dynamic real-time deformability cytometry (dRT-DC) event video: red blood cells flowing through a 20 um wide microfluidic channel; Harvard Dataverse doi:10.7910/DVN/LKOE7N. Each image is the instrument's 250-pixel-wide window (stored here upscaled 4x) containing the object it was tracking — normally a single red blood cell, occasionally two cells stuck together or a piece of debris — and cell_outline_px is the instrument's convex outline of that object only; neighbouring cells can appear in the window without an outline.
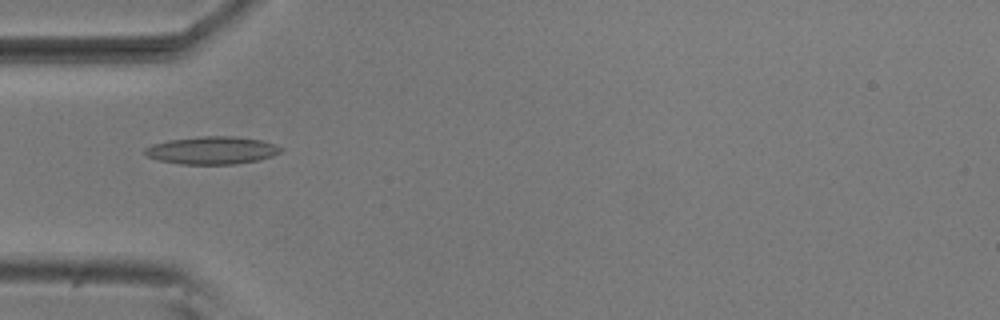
{"species": "common noctule bat (a hibernating species)", "species_latin": "Nyctalus noctula", "temperature_condition": "room temperature", "stored_images_in_passage": 5, "camera_frame_rate_fps": 3000, "um_per_image_px": 0.085, "animal": {"sex": "male", "body_mass_g": 20.5, "forearm_length_mm": 52.5}, "frame": {"image": 1, "passage_image": 3, "time_ms": 0.667, "image_size_px": [1000, 320], "cell_outline_px": [[284, 148], [280, 152], [272, 156], [260, 160], [236, 164], [180, 164], [160, 160], [148, 156], [144, 152], [144, 148], [152, 144], [168, 140], [204, 136], [232, 136], [260, 140], [276, 144]], "centroid_in_image_um": [18.05, 12.78], "position_along_channel_um": 67.0, "area_um2": 21.91}}
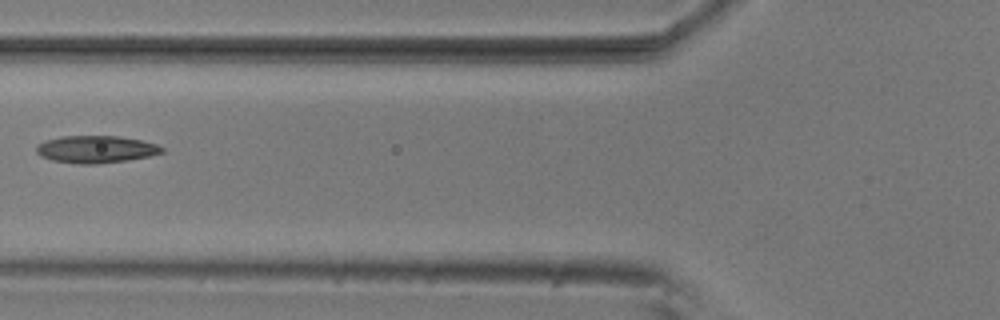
{"frame": {"image": 2, "passage_image": 4, "time_ms": 1.0, "image_size_px": [1000, 320], "cell_outline_px": [[164, 152], [148, 156], [128, 160], [96, 164], [76, 164], [52, 160], [40, 156], [36, 152], [36, 148], [44, 140], [64, 136], [120, 136], [140, 140], [156, 144], [164, 148]], "centroid_in_image_um": [8.15, 12.69], "position_along_channel_um": 117.7, "area_um2": 19.94}}
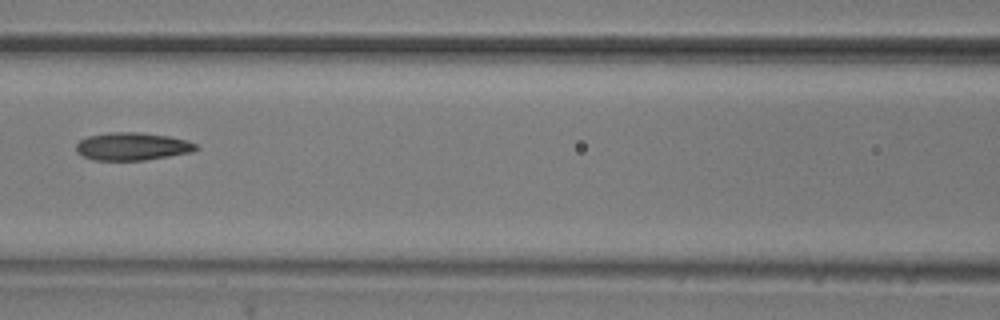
{"frame": {"image": 3, "passage_image": 5, "time_ms": 1.333, "image_size_px": [1000, 320], "cell_outline_px": [[200, 148], [192, 152], [144, 160], [92, 160], [76, 152], [76, 144], [80, 140], [88, 136], [108, 132], [140, 132], [168, 136], [188, 140], [196, 144]], "centroid_in_image_um": [11.25, 12.44], "position_along_channel_um": 155.4, "area_um2": 19.48}}